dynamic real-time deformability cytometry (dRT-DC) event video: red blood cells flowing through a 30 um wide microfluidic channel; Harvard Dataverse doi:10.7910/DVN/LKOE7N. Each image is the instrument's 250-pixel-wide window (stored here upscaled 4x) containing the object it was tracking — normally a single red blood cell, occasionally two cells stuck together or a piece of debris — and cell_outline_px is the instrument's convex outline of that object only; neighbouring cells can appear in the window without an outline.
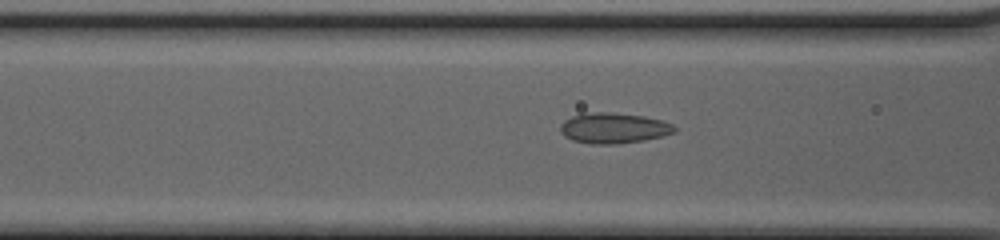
{"species": "common noctule bat (a hibernating species)", "species_latin": "Nyctalus noctula", "temperature_condition": "cold", "stored_images_in_passage": 25, "camera_frame_rate_fps": 3000, "um_per_image_px": 0.085, "animal": {"sex": "female", "body_mass_g": 20.0, "forearm_length_mm": 54.0}, "frame": {"image": 1, "passage_image": 13, "time_ms": 4.0, "image_size_px": [1000, 240], "cell_outline_px": [[676, 132], [664, 136], [644, 140], [620, 144], [592, 144], [572, 140], [564, 136], [560, 132], [560, 124], [564, 120], [572, 116], [584, 112], [612, 112], [644, 116], [660, 120], [672, 124], [676, 128]], "centroid_in_image_um": [52.14, 10.89], "position_along_channel_um": 114.5, "area_um2": 20.58}}
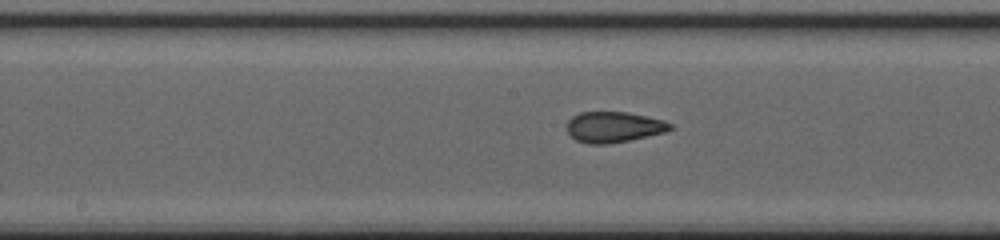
{"frame": {"image": 2, "passage_image": 19, "time_ms": 6.0, "image_size_px": [1000, 240], "cell_outline_px": [[672, 128], [664, 132], [628, 140], [608, 144], [588, 144], [576, 140], [568, 132], [564, 124], [572, 116], [580, 112], [628, 112], [648, 116], [664, 120], [672, 124]], "centroid_in_image_um": [52.13, 10.79], "position_along_channel_um": 196.1, "area_um2": 18.55}}
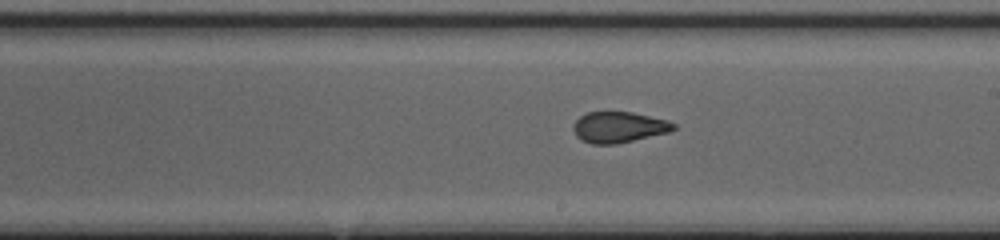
{"frame": {"image": 3, "passage_image": 22, "time_ms": 7.0, "image_size_px": [1000, 240], "cell_outline_px": [[676, 128], [668, 132], [616, 144], [592, 144], [580, 140], [576, 136], [572, 128], [572, 124], [580, 116], [588, 112], [632, 112], [668, 120], [676, 124]], "centroid_in_image_um": [52.57, 10.81], "position_along_channel_um": 236.4, "area_um2": 18.09}}